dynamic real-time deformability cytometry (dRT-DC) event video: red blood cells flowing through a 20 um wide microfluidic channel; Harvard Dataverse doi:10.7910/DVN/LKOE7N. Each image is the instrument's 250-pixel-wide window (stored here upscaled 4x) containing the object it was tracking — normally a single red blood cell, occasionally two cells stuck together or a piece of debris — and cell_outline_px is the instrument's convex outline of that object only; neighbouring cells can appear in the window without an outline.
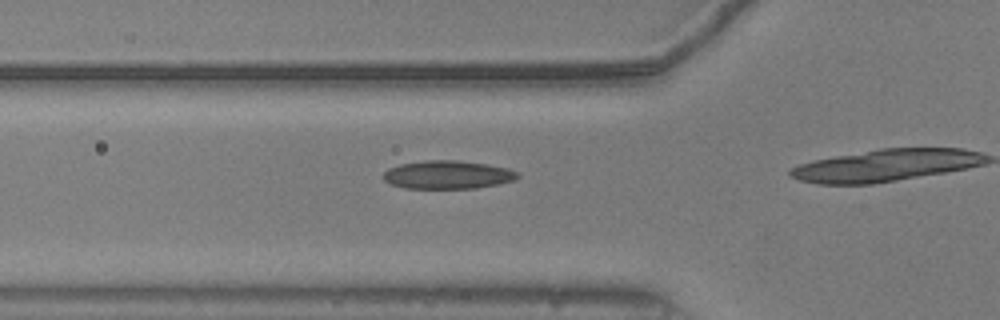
{"species": "common noctule bat (a hibernating species)", "species_latin": "Nyctalus noctula", "temperature_condition": "warm", "stored_images_in_passage": 13, "camera_frame_rate_fps": 3000, "um_per_image_px": 0.085, "animal": {"sex": "male", "body_mass_g": 20.5, "forearm_length_mm": 52.5}, "frame": {"image": 1, "passage_image": 8, "time_ms": 2.333, "image_size_px": [1000, 320], "cell_outline_px": [[520, 176], [516, 180], [476, 188], [404, 188], [392, 184], [384, 180], [384, 172], [388, 168], [400, 164], [424, 160], [456, 160], [488, 164], [508, 168], [516, 172]], "centroid_in_image_um": [38.05, 14.84], "position_along_channel_um": 87.7, "area_um2": 22.08}}
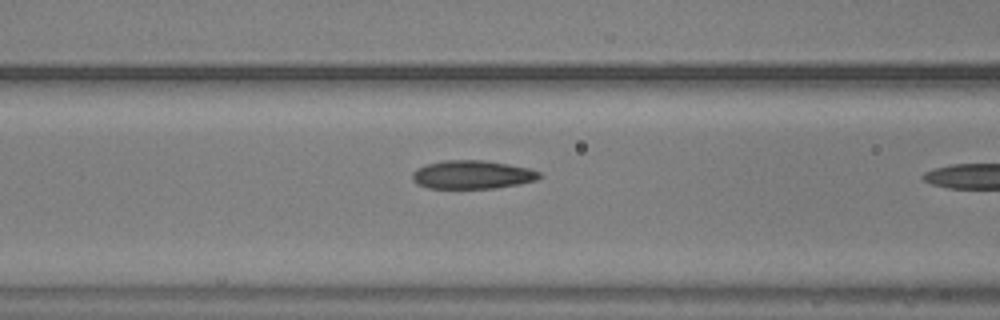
{"frame": {"image": 2, "passage_image": 11, "time_ms": 3.333, "image_size_px": [1000, 320], "cell_outline_px": [[544, 176], [536, 180], [520, 184], [496, 188], [428, 188], [416, 184], [412, 180], [412, 172], [416, 168], [428, 164], [444, 160], [484, 160], [508, 164], [528, 168], [540, 172]], "centroid_in_image_um": [40.14, 14.85], "position_along_channel_um": 126.5, "area_um2": 21.21}}